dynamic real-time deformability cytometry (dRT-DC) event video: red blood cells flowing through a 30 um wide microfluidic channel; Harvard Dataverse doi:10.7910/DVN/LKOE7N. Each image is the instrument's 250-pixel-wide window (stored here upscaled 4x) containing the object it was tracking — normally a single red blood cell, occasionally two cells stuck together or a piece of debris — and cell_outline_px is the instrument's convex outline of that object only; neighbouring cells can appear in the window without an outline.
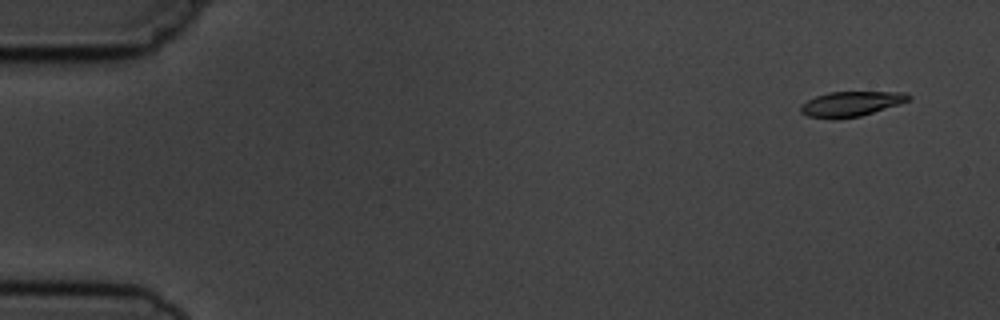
{"species": "common noctule bat (a hibernating species)", "species_latin": "Nyctalus noctula", "temperature_condition": "cold", "stored_images_in_passage": 4, "camera_frame_rate_fps": 3000, "um_per_image_px": 0.085, "animal": {"sex": "male", "body_mass_g": 19.5, "forearm_length_mm": 54.6}, "frame": {"image": 1, "passage_image": 1, "time_ms": 0.0, "image_size_px": [1000, 320], "cell_outline_px": [[912, 96], [908, 100], [900, 104], [860, 116], [836, 120], [832, 120], [808, 116], [800, 112], [800, 108], [808, 100], [816, 96], [828, 92], [904, 92]], "centroid_in_image_um": [72.33, 8.84], "position_along_channel_um": 12.7, "area_um2": 15.72}}